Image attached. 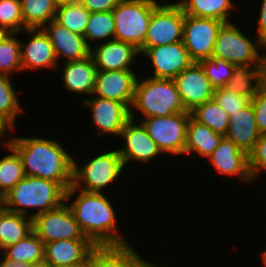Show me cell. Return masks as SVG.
Returning <instances> with one entry per match:
<instances>
[{"label": "cell", "instance_id": "1", "mask_svg": "<svg viewBox=\"0 0 266 267\" xmlns=\"http://www.w3.org/2000/svg\"><path fill=\"white\" fill-rule=\"evenodd\" d=\"M110 201L103 193L85 192L73 185L66 191V204L84 235L95 246L128 244L118 231L116 211Z\"/></svg>", "mask_w": 266, "mask_h": 267}, {"label": "cell", "instance_id": "2", "mask_svg": "<svg viewBox=\"0 0 266 267\" xmlns=\"http://www.w3.org/2000/svg\"><path fill=\"white\" fill-rule=\"evenodd\" d=\"M11 145L22 159L26 176L59 183L66 191L73 183V159L58 140L11 137Z\"/></svg>", "mask_w": 266, "mask_h": 267}, {"label": "cell", "instance_id": "3", "mask_svg": "<svg viewBox=\"0 0 266 267\" xmlns=\"http://www.w3.org/2000/svg\"><path fill=\"white\" fill-rule=\"evenodd\" d=\"M65 200L66 190L59 183L25 176L1 198V205L8 211L33 218L59 208ZM29 209L35 212L30 213Z\"/></svg>", "mask_w": 266, "mask_h": 267}, {"label": "cell", "instance_id": "4", "mask_svg": "<svg viewBox=\"0 0 266 267\" xmlns=\"http://www.w3.org/2000/svg\"><path fill=\"white\" fill-rule=\"evenodd\" d=\"M137 78L134 98L130 108L131 119L139 112L144 118L167 117L185 110L173 79L154 77ZM135 110V111H134Z\"/></svg>", "mask_w": 266, "mask_h": 267}, {"label": "cell", "instance_id": "5", "mask_svg": "<svg viewBox=\"0 0 266 267\" xmlns=\"http://www.w3.org/2000/svg\"><path fill=\"white\" fill-rule=\"evenodd\" d=\"M79 165L76 158L73 159L72 185L85 192L104 193V188L107 189L126 171L116 148L104 151Z\"/></svg>", "mask_w": 266, "mask_h": 267}, {"label": "cell", "instance_id": "6", "mask_svg": "<svg viewBox=\"0 0 266 267\" xmlns=\"http://www.w3.org/2000/svg\"><path fill=\"white\" fill-rule=\"evenodd\" d=\"M159 4L156 0H120L112 9L114 39L139 50L144 44L152 12Z\"/></svg>", "mask_w": 266, "mask_h": 267}, {"label": "cell", "instance_id": "7", "mask_svg": "<svg viewBox=\"0 0 266 267\" xmlns=\"http://www.w3.org/2000/svg\"><path fill=\"white\" fill-rule=\"evenodd\" d=\"M236 24L226 22L218 29L212 56L222 58L234 65L261 66L266 46L257 38L252 41Z\"/></svg>", "mask_w": 266, "mask_h": 267}, {"label": "cell", "instance_id": "8", "mask_svg": "<svg viewBox=\"0 0 266 267\" xmlns=\"http://www.w3.org/2000/svg\"><path fill=\"white\" fill-rule=\"evenodd\" d=\"M185 13L175 3L160 4L153 10L140 55L150 47L182 41Z\"/></svg>", "mask_w": 266, "mask_h": 267}, {"label": "cell", "instance_id": "9", "mask_svg": "<svg viewBox=\"0 0 266 267\" xmlns=\"http://www.w3.org/2000/svg\"><path fill=\"white\" fill-rule=\"evenodd\" d=\"M190 116V113H175L167 117L143 118L140 122L163 154L184 156Z\"/></svg>", "mask_w": 266, "mask_h": 267}, {"label": "cell", "instance_id": "10", "mask_svg": "<svg viewBox=\"0 0 266 267\" xmlns=\"http://www.w3.org/2000/svg\"><path fill=\"white\" fill-rule=\"evenodd\" d=\"M33 231L45 243L63 239H88L66 202L33 217Z\"/></svg>", "mask_w": 266, "mask_h": 267}, {"label": "cell", "instance_id": "11", "mask_svg": "<svg viewBox=\"0 0 266 267\" xmlns=\"http://www.w3.org/2000/svg\"><path fill=\"white\" fill-rule=\"evenodd\" d=\"M224 22L185 15L182 42L193 62L212 56L218 29Z\"/></svg>", "mask_w": 266, "mask_h": 267}, {"label": "cell", "instance_id": "12", "mask_svg": "<svg viewBox=\"0 0 266 267\" xmlns=\"http://www.w3.org/2000/svg\"><path fill=\"white\" fill-rule=\"evenodd\" d=\"M134 119H130L120 132L119 137L123 139V147L118 150L124 167L131 162L149 163L161 154L158 145L148 135L145 127L139 121L138 124Z\"/></svg>", "mask_w": 266, "mask_h": 267}, {"label": "cell", "instance_id": "13", "mask_svg": "<svg viewBox=\"0 0 266 267\" xmlns=\"http://www.w3.org/2000/svg\"><path fill=\"white\" fill-rule=\"evenodd\" d=\"M82 102L90 108L92 125L98 136L111 134L119 137L124 125L131 119L130 108L124 103L96 96L85 97Z\"/></svg>", "mask_w": 266, "mask_h": 267}, {"label": "cell", "instance_id": "14", "mask_svg": "<svg viewBox=\"0 0 266 267\" xmlns=\"http://www.w3.org/2000/svg\"><path fill=\"white\" fill-rule=\"evenodd\" d=\"M140 56L150 59L154 78L174 79L193 63L182 41L147 48Z\"/></svg>", "mask_w": 266, "mask_h": 267}, {"label": "cell", "instance_id": "15", "mask_svg": "<svg viewBox=\"0 0 266 267\" xmlns=\"http://www.w3.org/2000/svg\"><path fill=\"white\" fill-rule=\"evenodd\" d=\"M173 80L180 100L188 112L213 98L215 89L198 62H193Z\"/></svg>", "mask_w": 266, "mask_h": 267}, {"label": "cell", "instance_id": "16", "mask_svg": "<svg viewBox=\"0 0 266 267\" xmlns=\"http://www.w3.org/2000/svg\"><path fill=\"white\" fill-rule=\"evenodd\" d=\"M23 32L27 33V37L30 38L26 43L20 41L22 71L46 68L59 70L53 45L44 30L42 28H25Z\"/></svg>", "mask_w": 266, "mask_h": 267}, {"label": "cell", "instance_id": "17", "mask_svg": "<svg viewBox=\"0 0 266 267\" xmlns=\"http://www.w3.org/2000/svg\"><path fill=\"white\" fill-rule=\"evenodd\" d=\"M137 78L135 70H98L93 96L115 100L131 108Z\"/></svg>", "mask_w": 266, "mask_h": 267}, {"label": "cell", "instance_id": "18", "mask_svg": "<svg viewBox=\"0 0 266 267\" xmlns=\"http://www.w3.org/2000/svg\"><path fill=\"white\" fill-rule=\"evenodd\" d=\"M208 161L219 175L235 176L241 183H252L248 155L226 137L222 138Z\"/></svg>", "mask_w": 266, "mask_h": 267}, {"label": "cell", "instance_id": "19", "mask_svg": "<svg viewBox=\"0 0 266 267\" xmlns=\"http://www.w3.org/2000/svg\"><path fill=\"white\" fill-rule=\"evenodd\" d=\"M90 55L98 70H133L140 52L132 44L112 39L91 47Z\"/></svg>", "mask_w": 266, "mask_h": 267}, {"label": "cell", "instance_id": "20", "mask_svg": "<svg viewBox=\"0 0 266 267\" xmlns=\"http://www.w3.org/2000/svg\"><path fill=\"white\" fill-rule=\"evenodd\" d=\"M42 29L53 45L58 63L61 58H65V62H69L90 56L91 48L85 37L70 31L55 19L47 23Z\"/></svg>", "mask_w": 266, "mask_h": 267}, {"label": "cell", "instance_id": "21", "mask_svg": "<svg viewBox=\"0 0 266 267\" xmlns=\"http://www.w3.org/2000/svg\"><path fill=\"white\" fill-rule=\"evenodd\" d=\"M95 245L89 239H63L45 243L44 260L50 267L83 265Z\"/></svg>", "mask_w": 266, "mask_h": 267}, {"label": "cell", "instance_id": "22", "mask_svg": "<svg viewBox=\"0 0 266 267\" xmlns=\"http://www.w3.org/2000/svg\"><path fill=\"white\" fill-rule=\"evenodd\" d=\"M149 262L129 242L123 245L95 246L82 267H145Z\"/></svg>", "mask_w": 266, "mask_h": 267}, {"label": "cell", "instance_id": "23", "mask_svg": "<svg viewBox=\"0 0 266 267\" xmlns=\"http://www.w3.org/2000/svg\"><path fill=\"white\" fill-rule=\"evenodd\" d=\"M62 80L65 89L79 95H93L98 69L91 55L75 61L64 62Z\"/></svg>", "mask_w": 266, "mask_h": 267}, {"label": "cell", "instance_id": "24", "mask_svg": "<svg viewBox=\"0 0 266 267\" xmlns=\"http://www.w3.org/2000/svg\"><path fill=\"white\" fill-rule=\"evenodd\" d=\"M259 136L253 106L250 102L230 117L228 130L224 137L249 155L254 150Z\"/></svg>", "mask_w": 266, "mask_h": 267}, {"label": "cell", "instance_id": "25", "mask_svg": "<svg viewBox=\"0 0 266 267\" xmlns=\"http://www.w3.org/2000/svg\"><path fill=\"white\" fill-rule=\"evenodd\" d=\"M223 137L222 134L214 132L190 116L187 126L184 155L196 153L197 156L209 158Z\"/></svg>", "mask_w": 266, "mask_h": 267}, {"label": "cell", "instance_id": "26", "mask_svg": "<svg viewBox=\"0 0 266 267\" xmlns=\"http://www.w3.org/2000/svg\"><path fill=\"white\" fill-rule=\"evenodd\" d=\"M176 3L185 15L212 18L224 23L231 22L229 15L235 8L232 0H180Z\"/></svg>", "mask_w": 266, "mask_h": 267}, {"label": "cell", "instance_id": "27", "mask_svg": "<svg viewBox=\"0 0 266 267\" xmlns=\"http://www.w3.org/2000/svg\"><path fill=\"white\" fill-rule=\"evenodd\" d=\"M33 231V218L0 208V251Z\"/></svg>", "mask_w": 266, "mask_h": 267}, {"label": "cell", "instance_id": "28", "mask_svg": "<svg viewBox=\"0 0 266 267\" xmlns=\"http://www.w3.org/2000/svg\"><path fill=\"white\" fill-rule=\"evenodd\" d=\"M44 242L32 231L17 243L4 247L0 253L8 260L31 264L44 259Z\"/></svg>", "mask_w": 266, "mask_h": 267}, {"label": "cell", "instance_id": "29", "mask_svg": "<svg viewBox=\"0 0 266 267\" xmlns=\"http://www.w3.org/2000/svg\"><path fill=\"white\" fill-rule=\"evenodd\" d=\"M261 85V66L238 65L235 66L226 88L252 99Z\"/></svg>", "mask_w": 266, "mask_h": 267}, {"label": "cell", "instance_id": "30", "mask_svg": "<svg viewBox=\"0 0 266 267\" xmlns=\"http://www.w3.org/2000/svg\"><path fill=\"white\" fill-rule=\"evenodd\" d=\"M25 28H43L55 19L57 6L53 0H20Z\"/></svg>", "mask_w": 266, "mask_h": 267}, {"label": "cell", "instance_id": "31", "mask_svg": "<svg viewBox=\"0 0 266 267\" xmlns=\"http://www.w3.org/2000/svg\"><path fill=\"white\" fill-rule=\"evenodd\" d=\"M4 147L10 154L0 158V199L26 176L17 151L9 144Z\"/></svg>", "mask_w": 266, "mask_h": 267}, {"label": "cell", "instance_id": "32", "mask_svg": "<svg viewBox=\"0 0 266 267\" xmlns=\"http://www.w3.org/2000/svg\"><path fill=\"white\" fill-rule=\"evenodd\" d=\"M11 77L0 74V118L14 131L16 130L17 117L23 112V108L13 87Z\"/></svg>", "mask_w": 266, "mask_h": 267}, {"label": "cell", "instance_id": "33", "mask_svg": "<svg viewBox=\"0 0 266 267\" xmlns=\"http://www.w3.org/2000/svg\"><path fill=\"white\" fill-rule=\"evenodd\" d=\"M190 114L194 120L206 125L214 132L226 135L230 117L213 99L198 105Z\"/></svg>", "mask_w": 266, "mask_h": 267}, {"label": "cell", "instance_id": "34", "mask_svg": "<svg viewBox=\"0 0 266 267\" xmlns=\"http://www.w3.org/2000/svg\"><path fill=\"white\" fill-rule=\"evenodd\" d=\"M17 33H0V74L12 76L22 71L20 40Z\"/></svg>", "mask_w": 266, "mask_h": 267}, {"label": "cell", "instance_id": "35", "mask_svg": "<svg viewBox=\"0 0 266 267\" xmlns=\"http://www.w3.org/2000/svg\"><path fill=\"white\" fill-rule=\"evenodd\" d=\"M115 24L112 11L92 12L85 30V40L89 47L95 46L92 41H108L114 39ZM91 44V45H90Z\"/></svg>", "mask_w": 266, "mask_h": 267}, {"label": "cell", "instance_id": "36", "mask_svg": "<svg viewBox=\"0 0 266 267\" xmlns=\"http://www.w3.org/2000/svg\"><path fill=\"white\" fill-rule=\"evenodd\" d=\"M90 12L81 4L57 7L55 20L70 31L84 36Z\"/></svg>", "mask_w": 266, "mask_h": 267}, {"label": "cell", "instance_id": "37", "mask_svg": "<svg viewBox=\"0 0 266 267\" xmlns=\"http://www.w3.org/2000/svg\"><path fill=\"white\" fill-rule=\"evenodd\" d=\"M198 63L203 68L205 75L208 77L215 90L226 87L236 66L233 63L215 56L205 58Z\"/></svg>", "mask_w": 266, "mask_h": 267}, {"label": "cell", "instance_id": "38", "mask_svg": "<svg viewBox=\"0 0 266 267\" xmlns=\"http://www.w3.org/2000/svg\"><path fill=\"white\" fill-rule=\"evenodd\" d=\"M24 30L20 0H0V33H17Z\"/></svg>", "mask_w": 266, "mask_h": 267}, {"label": "cell", "instance_id": "39", "mask_svg": "<svg viewBox=\"0 0 266 267\" xmlns=\"http://www.w3.org/2000/svg\"><path fill=\"white\" fill-rule=\"evenodd\" d=\"M227 114L231 117L250 103V98L228 90L226 87L216 89L213 98Z\"/></svg>", "mask_w": 266, "mask_h": 267}, {"label": "cell", "instance_id": "40", "mask_svg": "<svg viewBox=\"0 0 266 267\" xmlns=\"http://www.w3.org/2000/svg\"><path fill=\"white\" fill-rule=\"evenodd\" d=\"M251 181L266 173V135H260L254 150L248 155Z\"/></svg>", "mask_w": 266, "mask_h": 267}, {"label": "cell", "instance_id": "41", "mask_svg": "<svg viewBox=\"0 0 266 267\" xmlns=\"http://www.w3.org/2000/svg\"><path fill=\"white\" fill-rule=\"evenodd\" d=\"M260 135H266V88L260 86L256 94L250 100Z\"/></svg>", "mask_w": 266, "mask_h": 267}, {"label": "cell", "instance_id": "42", "mask_svg": "<svg viewBox=\"0 0 266 267\" xmlns=\"http://www.w3.org/2000/svg\"><path fill=\"white\" fill-rule=\"evenodd\" d=\"M120 0H80V3L90 12H106L119 3Z\"/></svg>", "mask_w": 266, "mask_h": 267}, {"label": "cell", "instance_id": "43", "mask_svg": "<svg viewBox=\"0 0 266 267\" xmlns=\"http://www.w3.org/2000/svg\"><path fill=\"white\" fill-rule=\"evenodd\" d=\"M259 12L257 36L255 37L266 46V0H262Z\"/></svg>", "mask_w": 266, "mask_h": 267}, {"label": "cell", "instance_id": "44", "mask_svg": "<svg viewBox=\"0 0 266 267\" xmlns=\"http://www.w3.org/2000/svg\"><path fill=\"white\" fill-rule=\"evenodd\" d=\"M10 132H12V128L2 118H0V144L1 145L3 144V146H5V145L9 144L10 139H6L5 141H4V139H5L6 135L9 136V134H11ZM1 142H3V143H1Z\"/></svg>", "mask_w": 266, "mask_h": 267}, {"label": "cell", "instance_id": "45", "mask_svg": "<svg viewBox=\"0 0 266 267\" xmlns=\"http://www.w3.org/2000/svg\"><path fill=\"white\" fill-rule=\"evenodd\" d=\"M0 255L2 256L0 258V267H28V264H25L18 260H8L1 253Z\"/></svg>", "mask_w": 266, "mask_h": 267}, {"label": "cell", "instance_id": "46", "mask_svg": "<svg viewBox=\"0 0 266 267\" xmlns=\"http://www.w3.org/2000/svg\"><path fill=\"white\" fill-rule=\"evenodd\" d=\"M266 50H264V55L262 58V63H261V80H262V86L266 88Z\"/></svg>", "mask_w": 266, "mask_h": 267}, {"label": "cell", "instance_id": "47", "mask_svg": "<svg viewBox=\"0 0 266 267\" xmlns=\"http://www.w3.org/2000/svg\"><path fill=\"white\" fill-rule=\"evenodd\" d=\"M57 7L63 5L77 4L80 3V0H53Z\"/></svg>", "mask_w": 266, "mask_h": 267}, {"label": "cell", "instance_id": "48", "mask_svg": "<svg viewBox=\"0 0 266 267\" xmlns=\"http://www.w3.org/2000/svg\"><path fill=\"white\" fill-rule=\"evenodd\" d=\"M28 267H50L49 264L43 259L38 262H33L31 264H28Z\"/></svg>", "mask_w": 266, "mask_h": 267}, {"label": "cell", "instance_id": "49", "mask_svg": "<svg viewBox=\"0 0 266 267\" xmlns=\"http://www.w3.org/2000/svg\"><path fill=\"white\" fill-rule=\"evenodd\" d=\"M261 252V261L263 262V265L266 267V248L265 250L260 251Z\"/></svg>", "mask_w": 266, "mask_h": 267}, {"label": "cell", "instance_id": "50", "mask_svg": "<svg viewBox=\"0 0 266 267\" xmlns=\"http://www.w3.org/2000/svg\"><path fill=\"white\" fill-rule=\"evenodd\" d=\"M145 267H163V266H161V265H158V264H156V263H152V261H150Z\"/></svg>", "mask_w": 266, "mask_h": 267}, {"label": "cell", "instance_id": "51", "mask_svg": "<svg viewBox=\"0 0 266 267\" xmlns=\"http://www.w3.org/2000/svg\"><path fill=\"white\" fill-rule=\"evenodd\" d=\"M70 267H82V265H75V266H70Z\"/></svg>", "mask_w": 266, "mask_h": 267}]
</instances>
